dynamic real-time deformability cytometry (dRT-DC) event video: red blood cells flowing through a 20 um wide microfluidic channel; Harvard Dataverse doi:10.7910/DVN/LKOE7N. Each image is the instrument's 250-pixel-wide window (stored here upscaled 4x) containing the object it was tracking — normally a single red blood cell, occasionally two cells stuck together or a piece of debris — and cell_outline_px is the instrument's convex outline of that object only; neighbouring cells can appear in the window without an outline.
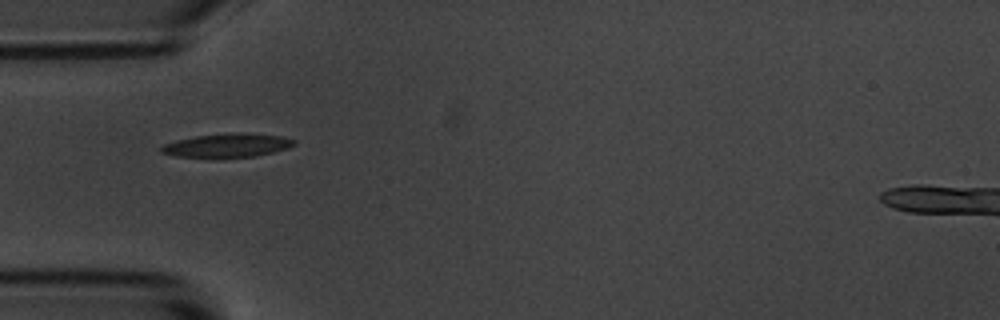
{"species": "common noctule bat (a hibernating species)", "species_latin": "Nyctalus noctula", "temperature_condition": "room temperature", "stored_images_in_passage": 5, "camera_frame_rate_fps": 3000, "um_per_image_px": 0.085, "animal": {"sex": "male", "body_mass_g": 20.1, "forearm_length_mm": 53.5}, "frame": {"image": 1, "passage_image": 1, "time_ms": 0.0, "image_size_px": [1000, 320], "cell_outline_px": [[296, 144], [288, 148], [256, 156], [216, 160], [212, 160], [176, 156], [160, 152], [160, 148], [164, 144], [176, 140], [196, 136], [236, 132], [244, 132], [280, 136], [296, 140]], "centroid_in_image_um": [19.29, 12.39], "position_along_channel_um": 65.7, "area_um2": 19.13}}
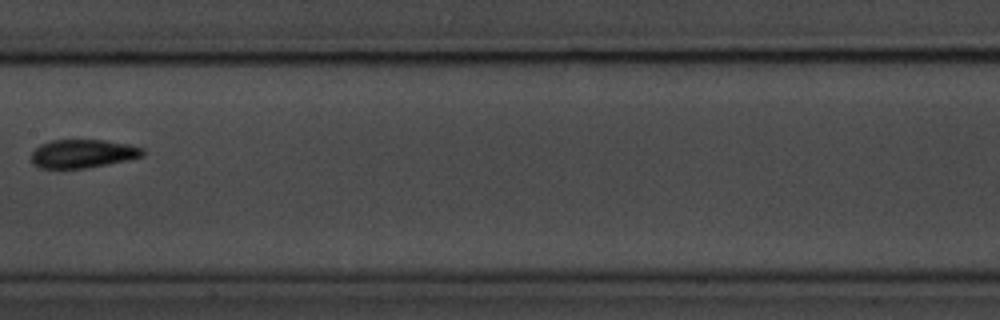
{"frame": {"image": 2, "passage_image": 4, "time_ms": 1.0, "image_size_px": [1000, 320], "cell_outline_px": [[144, 156], [128, 160], [88, 168], [40, 168], [32, 164], [32, 152], [40, 144], [52, 140], [104, 140], [128, 144], [144, 148]], "centroid_in_image_um": [7.05, 13.06], "position_along_channel_um": 200.3, "area_um2": 18.55}}
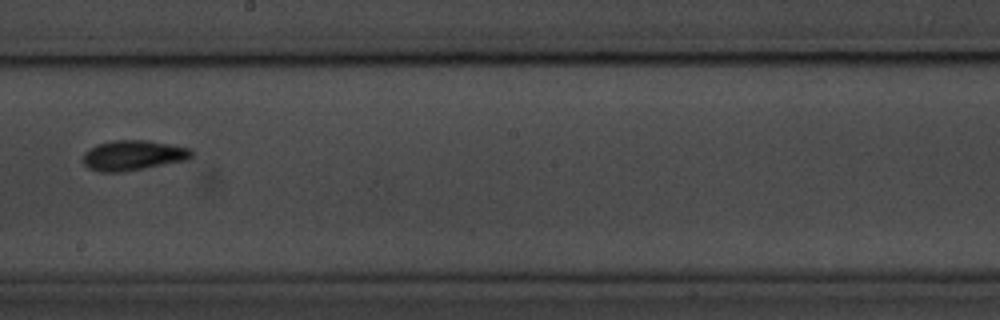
{"frame": {"image": 3, "passage_image": 5, "time_ms": 1.333, "image_size_px": [1000, 320], "cell_outline_px": [[192, 156], [188, 160], [144, 168], [120, 172], [100, 172], [88, 168], [84, 164], [84, 152], [88, 148], [96, 144], [112, 140], [148, 140], [192, 148]], "centroid_in_image_um": [11.31, 13.19], "position_along_channel_um": 236.9, "area_um2": 19.19}}